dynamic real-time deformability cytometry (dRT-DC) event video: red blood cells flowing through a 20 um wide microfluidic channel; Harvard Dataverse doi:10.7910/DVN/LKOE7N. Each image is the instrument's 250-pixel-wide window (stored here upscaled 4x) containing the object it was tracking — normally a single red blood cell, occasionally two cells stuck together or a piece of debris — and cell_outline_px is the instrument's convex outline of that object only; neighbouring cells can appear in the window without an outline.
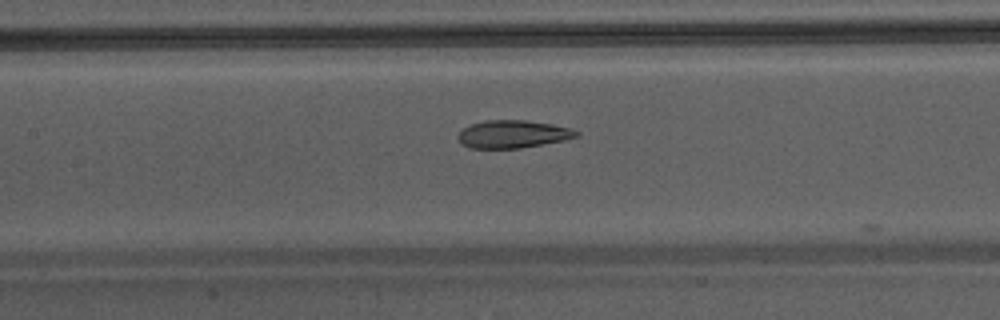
{"species": "Egyptian fruit bat (a non-hibernating species)", "species_latin": "Rousettus aegyptiacus", "temperature_condition": "warm", "stored_images_in_passage": 14, "camera_frame_rate_fps": 3000, "um_per_image_px": 0.085, "animal": {"sex": "male"}, "frame": {"image": 1, "passage_image": 13, "time_ms": 4.0, "image_size_px": [1000, 320], "cell_outline_px": [[580, 132], [576, 136], [564, 140], [520, 148], [468, 148], [460, 144], [456, 136], [464, 128], [472, 124], [484, 120], [524, 120], [552, 124], [572, 128]], "centroid_in_image_um": [43.56, 11.4], "position_along_channel_um": 163.8, "area_um2": 19.13}}